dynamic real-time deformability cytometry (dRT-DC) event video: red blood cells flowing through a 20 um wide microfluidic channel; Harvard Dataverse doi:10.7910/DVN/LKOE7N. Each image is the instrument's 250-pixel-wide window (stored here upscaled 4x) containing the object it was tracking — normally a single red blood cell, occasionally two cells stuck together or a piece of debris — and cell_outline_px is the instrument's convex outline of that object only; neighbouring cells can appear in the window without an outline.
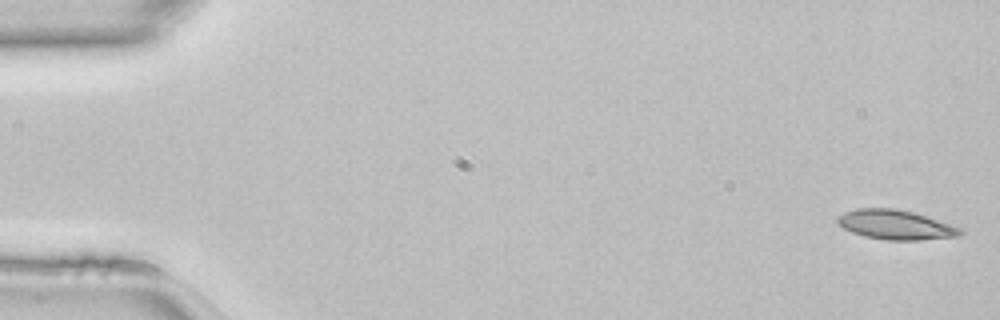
{"species": "common noctule bat (a hibernating species)", "species_latin": "Nyctalus noctula", "temperature_condition": "room temperature", "stored_images_in_passage": 47, "camera_frame_rate_fps": 3000, "um_per_image_px": 0.085, "animal": {"sex": "female", "body_mass_g": 22.7, "forearm_length_mm": 54.2}, "frame": {"image": 1, "passage_image": 1, "time_ms": 0.0, "image_size_px": [1000, 320], "cell_outline_px": [[964, 232], [960, 236], [920, 240], [888, 240], [864, 236], [852, 232], [844, 228], [836, 220], [836, 216], [844, 212], [856, 208], [896, 208], [928, 216], [960, 228]], "centroid_in_image_um": [76.12, 19.1], "position_along_channel_um": 8.9, "area_um2": 21.15}}
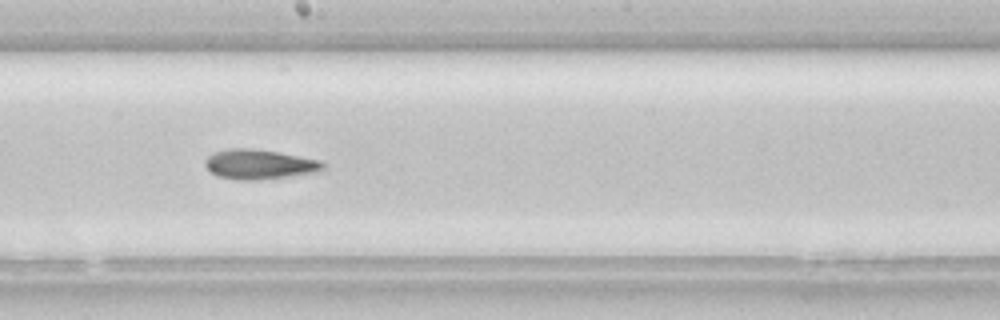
{"frame": {"image": 2, "passage_image": 26, "time_ms": 8.333, "image_size_px": [1000, 320], "cell_outline_px": [[324, 168], [320, 172], [260, 180], [236, 180], [220, 176], [212, 172], [204, 164], [204, 160], [212, 152], [228, 148], [252, 148], [280, 152], [320, 160], [324, 164]], "centroid_in_image_um": [22.05, 13.96], "position_along_channel_um": 226.1, "area_um2": 20.63}}
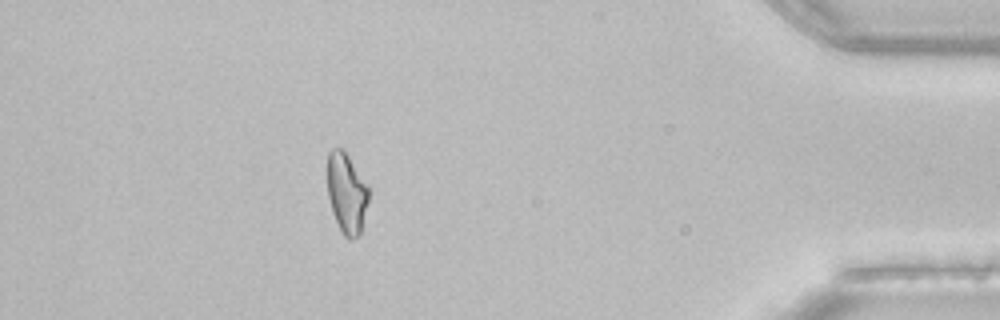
{"frame": {"image": 3, "passage_image": 42, "time_ms": 13.667, "image_size_px": [1000, 320], "cell_outline_px": [[368, 204], [360, 232], [352, 240], [348, 240], [344, 236], [332, 212], [328, 196], [328, 152], [332, 148], [344, 148], [368, 184]], "centroid_in_image_um": [29.47, 16.38], "position_along_channel_um": 405.7, "area_um2": 19.42}}